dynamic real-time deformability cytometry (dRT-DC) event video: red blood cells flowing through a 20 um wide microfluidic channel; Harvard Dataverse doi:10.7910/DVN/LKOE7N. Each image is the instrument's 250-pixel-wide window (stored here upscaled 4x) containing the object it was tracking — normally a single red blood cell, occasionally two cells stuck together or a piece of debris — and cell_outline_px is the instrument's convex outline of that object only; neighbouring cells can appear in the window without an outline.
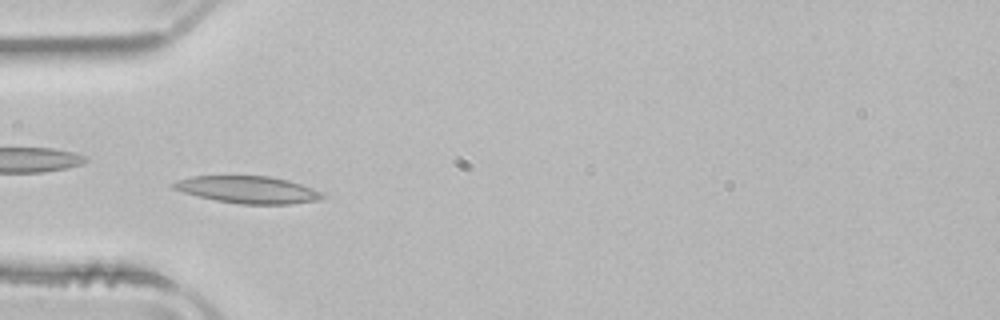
{"species": "common noctule bat (a hibernating species)", "species_latin": "Nyctalus noctula", "temperature_condition": "room temperature", "stored_images_in_passage": 43, "camera_frame_rate_fps": 3000, "um_per_image_px": 0.085, "animal": {"sex": "male", "body_mass_g": 21.5, "forearm_length_mm": 52.0}, "frame": {"image": 1, "passage_image": 8, "time_ms": 2.333, "image_size_px": [1000, 320], "cell_outline_px": [[324, 196], [320, 200], [292, 204], [240, 204], [216, 200], [184, 192], [172, 188], [172, 184], [176, 180], [192, 176], [268, 176], [288, 180], [324, 192]], "centroid_in_image_um": [21.11, 16.12], "position_along_channel_um": 63.9, "area_um2": 23.47}}
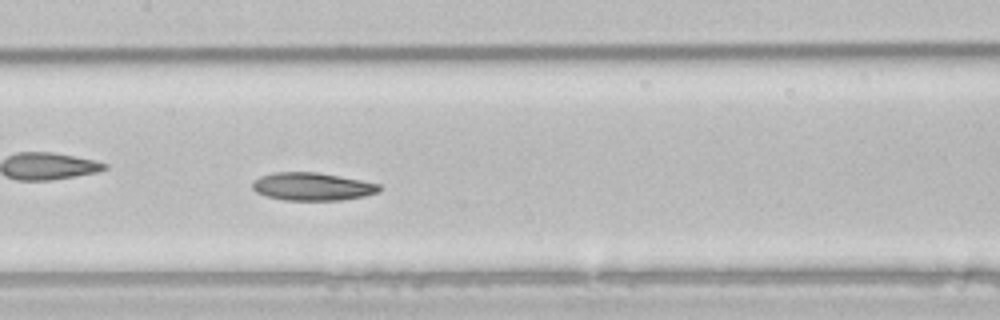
{"frame": {"image": 2, "passage_image": 17, "time_ms": 5.333, "image_size_px": [1000, 320], "cell_outline_px": [[380, 192], [364, 196], [340, 200], [284, 200], [268, 196], [256, 192], [252, 188], [252, 184], [260, 176], [272, 172], [316, 172], [360, 180], [380, 184]], "centroid_in_image_um": [26.54, 15.86], "position_along_channel_um": 180.9, "area_um2": 20.46}}
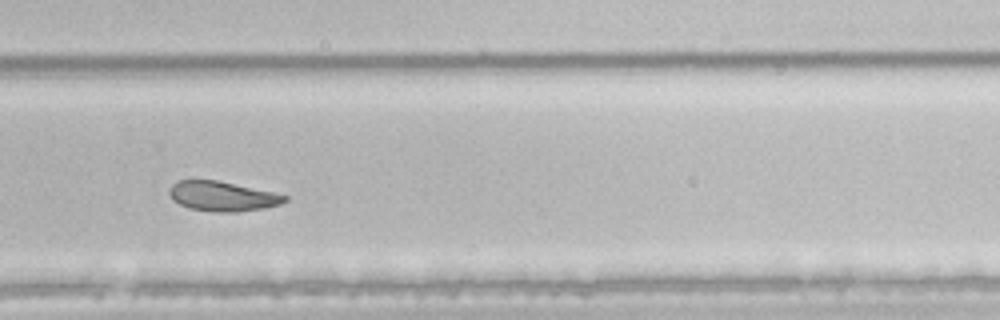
{"frame": {"image": 3, "passage_image": 27, "time_ms": 8.667, "image_size_px": [1000, 320], "cell_outline_px": [[288, 200], [280, 204], [264, 208], [236, 212], [212, 212], [188, 208], [172, 200], [168, 192], [172, 184], [176, 180], [216, 180], [276, 192], [288, 196]], "centroid_in_image_um": [18.91, 16.68], "position_along_channel_um": 310.9, "area_um2": 20.23}, "authors_computed_cell_mechanics": {"area_um2": 22.3686, "velocity_mm_per_s": 3.9175, "shape_relaxation_time_tau1_ms": null, "shape_relaxation_time_tau2_ms": 1.9381, "deformation_change_tau1": null, "deformation_change_tau2": 0.0779}}